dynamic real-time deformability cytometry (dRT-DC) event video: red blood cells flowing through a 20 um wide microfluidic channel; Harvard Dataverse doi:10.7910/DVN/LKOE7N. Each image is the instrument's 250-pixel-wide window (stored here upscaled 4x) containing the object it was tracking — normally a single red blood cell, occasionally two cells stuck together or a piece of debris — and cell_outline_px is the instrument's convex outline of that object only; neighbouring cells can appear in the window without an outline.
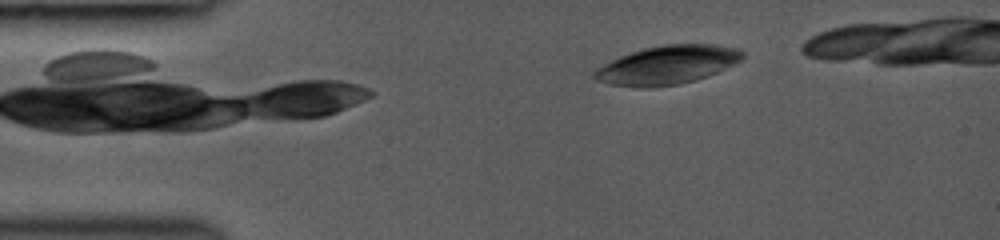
{"species": "common noctule bat (a hibernating species)", "species_latin": "Nyctalus noctula", "temperature_condition": "room temperature", "stored_images_in_passage": 16, "camera_frame_rate_fps": 3000, "um_per_image_px": 0.085, "animal": {"sex": "female", "body_mass_g": 19.0, "forearm_length_mm": 53.3}, "frame": {"image": 1, "passage_image": 3, "time_ms": 0.667, "image_size_px": [1000, 240], "cell_outline_px": [[744, 56], [740, 60], [708, 76], [696, 80], [680, 84], [648, 88], [640, 88], [612, 84], [596, 80], [592, 76], [592, 72], [596, 68], [620, 56], [644, 48], [664, 44], [716, 44], [736, 48], [744, 52]], "centroid_in_image_um": [56.7, 5.52], "position_along_channel_um": 28.3, "area_um2": 33.23}}